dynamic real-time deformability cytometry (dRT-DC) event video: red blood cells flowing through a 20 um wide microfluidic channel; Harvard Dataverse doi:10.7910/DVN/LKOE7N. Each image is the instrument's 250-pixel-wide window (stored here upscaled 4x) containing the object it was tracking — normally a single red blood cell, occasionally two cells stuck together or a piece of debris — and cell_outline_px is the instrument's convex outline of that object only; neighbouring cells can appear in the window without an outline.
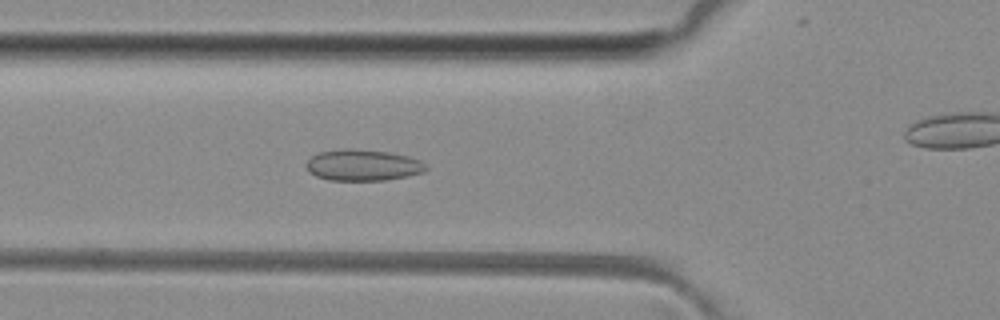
{"species": "common noctule bat (a hibernating species)", "species_latin": "Nyctalus noctula", "temperature_condition": "room temperature", "stored_images_in_passage": 51, "camera_frame_rate_fps": 3000, "um_per_image_px": 0.085, "animal": {"sex": "female", "body_mass_g": 29.2, "forearm_length_mm": 56.3}, "frame": {"image": 1, "passage_image": 18, "time_ms": 5.667, "image_size_px": [1000, 320], "cell_outline_px": [[428, 168], [424, 172], [408, 176], [388, 180], [328, 180], [316, 176], [308, 172], [304, 164], [312, 156], [320, 152], [344, 148], [352, 148], [388, 152], [408, 156], [420, 160], [428, 164]], "centroid_in_image_um": [30.85, 14.04], "position_along_channel_um": 94.9, "area_um2": 22.08}}
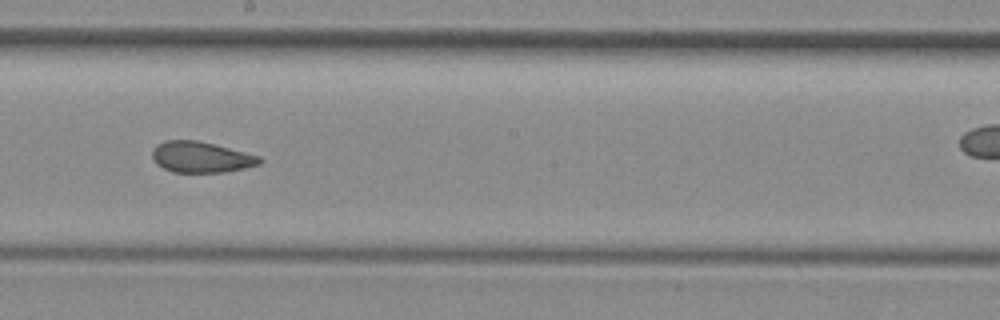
{"frame": {"image": 2, "passage_image": 28, "time_ms": 9.0, "image_size_px": [1000, 320], "cell_outline_px": [[264, 160], [260, 164], [244, 168], [224, 172], [172, 172], [156, 164], [152, 160], [152, 148], [156, 144], [164, 140], [196, 140], [260, 156]], "centroid_in_image_um": [17.05, 13.35], "position_along_channel_um": 231.2, "area_um2": 19.36}}
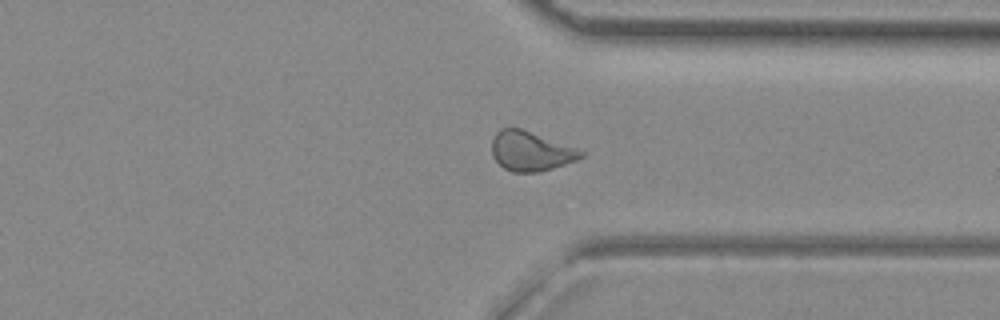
{"frame": {"image": 3, "passage_image": 38, "time_ms": 12.333, "image_size_px": [1000, 320], "cell_outline_px": [[584, 156], [576, 160], [540, 172], [512, 172], [504, 168], [492, 156], [492, 140], [496, 132], [500, 128], [520, 128], [576, 148], [584, 152]], "centroid_in_image_um": [45.08, 12.85], "position_along_channel_um": 366.3, "area_um2": 20.29}, "authors_computed_cell_mechanics": {"area_um2": 21.2126, "velocity_mm_per_s": 4.0769, "shape_relaxation_time_tau1_ms": null, "shape_relaxation_time_tau2_ms": 1.8815, "deformation_change_tau1": null, "deformation_change_tau2": 0.0727}}